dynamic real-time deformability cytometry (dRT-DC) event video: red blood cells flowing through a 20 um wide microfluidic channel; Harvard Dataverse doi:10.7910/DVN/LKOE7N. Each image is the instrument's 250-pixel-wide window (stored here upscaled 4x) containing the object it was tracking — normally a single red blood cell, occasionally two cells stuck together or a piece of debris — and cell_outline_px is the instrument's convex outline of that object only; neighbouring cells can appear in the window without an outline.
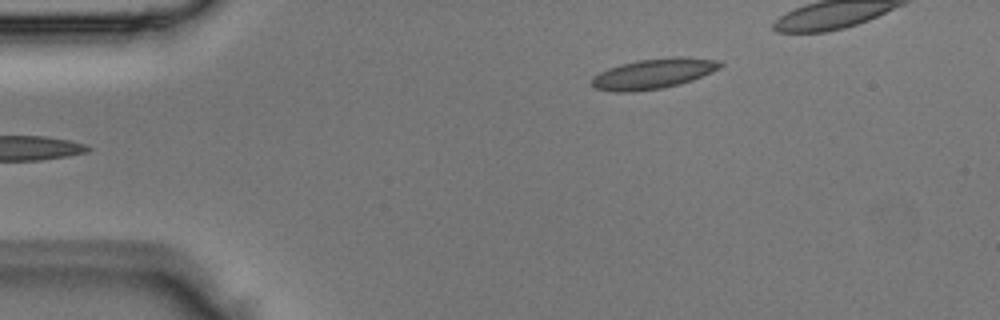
{"species": "Egyptian fruit bat (a non-hibernating species)", "species_latin": "Rousettus aegyptiacus", "temperature_condition": "room temperature", "stored_images_in_passage": 3, "camera_frame_rate_fps": 3000, "um_per_image_px": 0.085, "animal": {"sex": "male"}, "frame": {"image": 1, "passage_image": 3, "time_ms": 0.667, "image_size_px": [1000, 320], "cell_outline_px": [[724, 64], [720, 68], [712, 72], [692, 80], [680, 84], [660, 88], [628, 92], [616, 92], [596, 88], [588, 84], [592, 76], [608, 68], [620, 64], [640, 60], [672, 56], [680, 56], [720, 60]], "centroid_in_image_um": [55.53, 6.25], "position_along_channel_um": 29.5, "area_um2": 22.72}}